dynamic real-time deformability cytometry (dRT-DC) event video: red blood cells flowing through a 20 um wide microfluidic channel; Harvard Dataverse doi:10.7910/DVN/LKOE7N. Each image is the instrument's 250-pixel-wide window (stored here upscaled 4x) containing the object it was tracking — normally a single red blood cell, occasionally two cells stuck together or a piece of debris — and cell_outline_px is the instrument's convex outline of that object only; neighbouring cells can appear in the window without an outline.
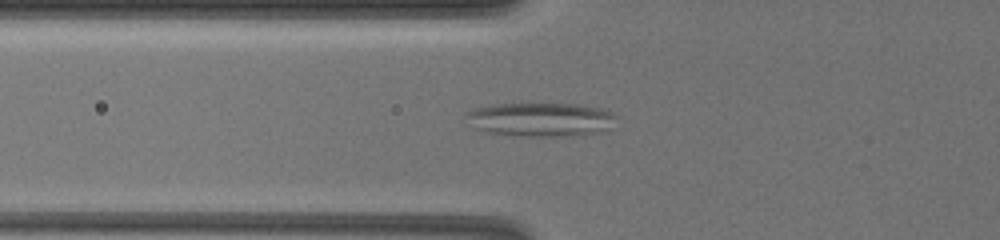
{"species": "common noctule bat (a hibernating species)", "species_latin": "Nyctalus noctula", "temperature_condition": "warm", "stored_images_in_passage": 57, "camera_frame_rate_fps": 3000, "um_per_image_px": 0.085, "animal": {"sex": "female", "body_mass_g": 19.5, "forearm_length_mm": 54.1}, "frame": {"image": 1, "passage_image": 28, "time_ms": 8.333, "image_size_px": [1000, 240], "cell_outline_px": [[616, 116], [600, 132], [584, 136], [512, 136], [484, 132], [472, 128], [464, 124], [460, 120], [464, 112], [476, 108], [492, 104], [580, 104], [600, 108], [612, 112]], "centroid_in_image_um": [45.76, 10.17], "position_along_channel_um": 80.0, "area_um2": 30.35}}
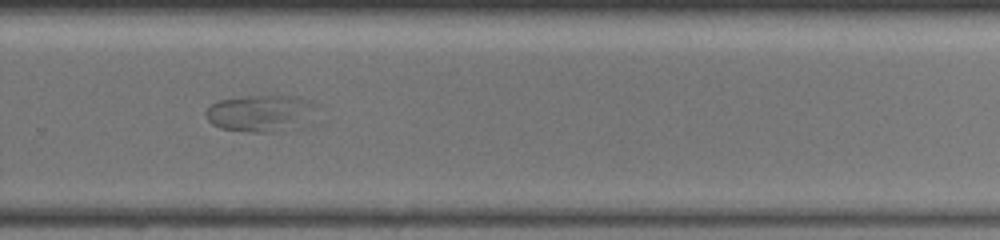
{"frame": {"image": 2, "passage_image": 38, "time_ms": 15.0, "image_size_px": [1000, 240], "cell_outline_px": [[316, 104], [300, 128], [272, 132], [240, 132], [220, 128], [212, 124], [208, 120], [204, 112], [212, 104], [220, 100], [248, 96], [296, 96], [308, 100]], "centroid_in_image_um": [22.09, 9.64], "position_along_channel_um": 307.7, "area_um2": 23.52}}
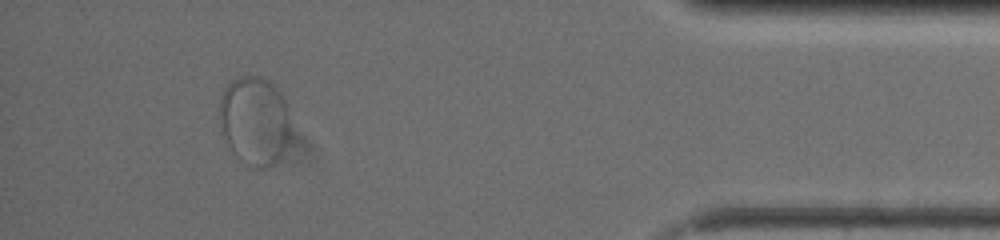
{"frame": {"image": 3, "passage_image": 53, "time_ms": 19.333, "image_size_px": [1000, 240], "cell_outline_px": [[288, 144], [284, 152], [276, 164], [268, 168], [248, 168], [228, 144], [224, 132], [220, 116], [220, 100], [224, 88], [232, 80], [244, 76], [260, 76], [276, 84], [288, 108]], "centroid_in_image_um": [21.67, 10.26], "position_along_channel_um": 413.5, "area_um2": 36.7}}